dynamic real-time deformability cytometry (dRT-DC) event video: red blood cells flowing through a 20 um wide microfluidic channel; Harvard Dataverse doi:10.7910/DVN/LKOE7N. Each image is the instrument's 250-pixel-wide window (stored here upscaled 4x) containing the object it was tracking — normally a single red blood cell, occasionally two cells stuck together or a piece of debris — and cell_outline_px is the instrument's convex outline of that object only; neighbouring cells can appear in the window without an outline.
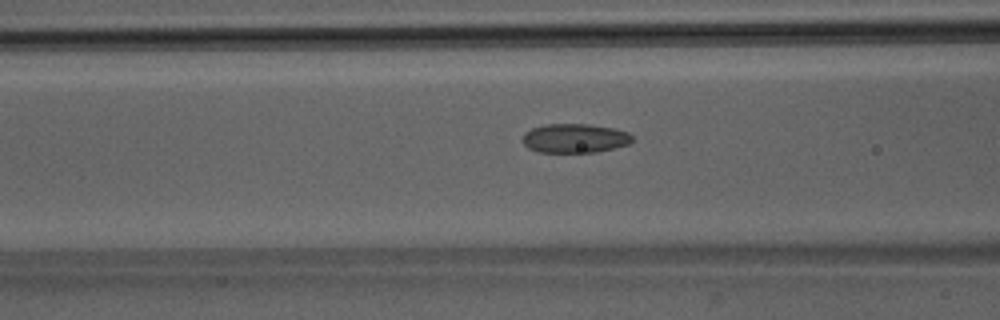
{"species": "Egyptian fruit bat (a non-hibernating species)", "species_latin": "Rousettus aegyptiacus", "temperature_condition": "room temperature", "stored_images_in_passage": 42, "camera_frame_rate_fps": 3000, "um_per_image_px": 0.085, "animal": {"sex": "male"}, "frame": {"image": 1, "passage_image": 16, "time_ms": 5.0, "image_size_px": [1000, 320], "cell_outline_px": [[632, 140], [628, 144], [596, 152], [536, 152], [528, 148], [520, 140], [524, 132], [532, 128], [544, 124], [588, 124], [616, 128], [628, 132], [632, 136]], "centroid_in_image_um": [48.81, 11.74], "position_along_channel_um": 117.8, "area_um2": 18.79}}
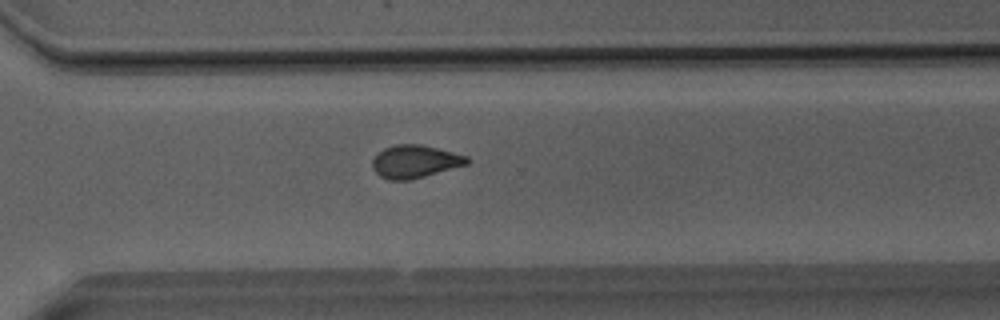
{"frame": {"image": 2, "passage_image": 32, "time_ms": 10.333, "image_size_px": [1000, 320], "cell_outline_px": [[472, 160], [468, 164], [424, 176], [408, 180], [388, 180], [380, 176], [372, 168], [372, 160], [384, 148], [396, 144], [420, 144], [468, 156]], "centroid_in_image_um": [35.28, 13.73], "position_along_channel_um": 335.3, "area_um2": 17.98}}
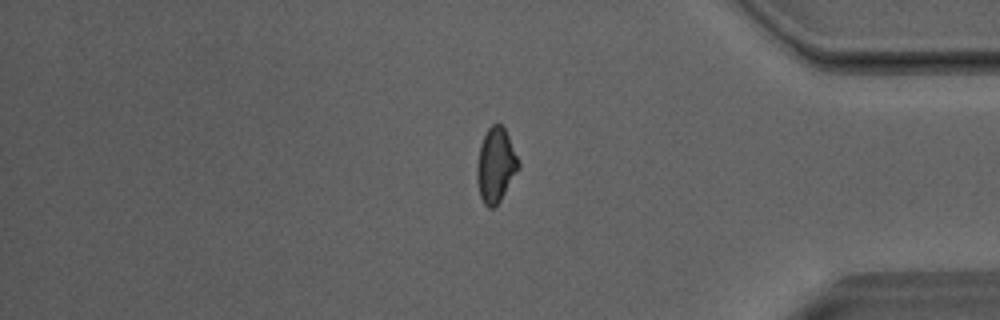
{"frame": {"image": 3, "passage_image": 38, "time_ms": 12.333, "image_size_px": [1000, 320], "cell_outline_px": [[520, 168], [500, 200], [492, 208], [488, 208], [484, 204], [480, 196], [476, 176], [476, 164], [480, 144], [488, 128], [492, 124], [500, 124], [504, 128], [508, 136], [520, 164]], "centroid_in_image_um": [42.12, 14.04], "position_along_channel_um": 393.1, "area_um2": 17.92}}